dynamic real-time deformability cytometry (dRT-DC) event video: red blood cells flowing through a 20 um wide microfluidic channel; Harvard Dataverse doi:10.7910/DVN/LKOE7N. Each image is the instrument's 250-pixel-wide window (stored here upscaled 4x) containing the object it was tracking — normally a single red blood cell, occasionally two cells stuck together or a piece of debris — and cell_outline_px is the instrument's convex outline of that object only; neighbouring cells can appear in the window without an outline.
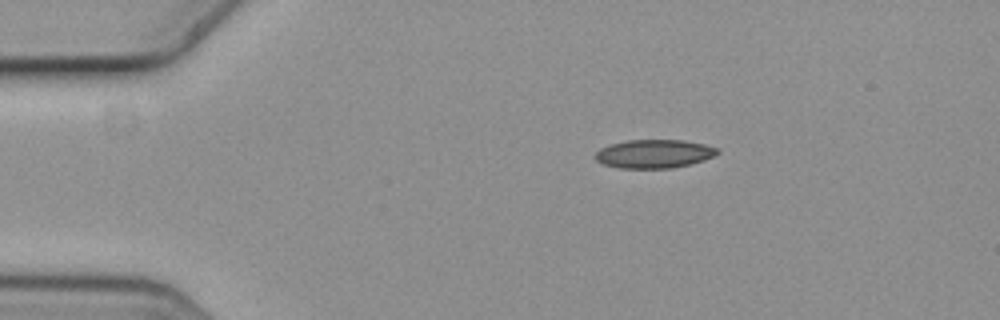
{"species": "common noctule bat (a hibernating species)", "species_latin": "Nyctalus noctula", "temperature_condition": "cold", "stored_images_in_passage": 5, "camera_frame_rate_fps": 3000, "um_per_image_px": 0.085, "animal": {"sex": "female", "body_mass_g": 19.3, "forearm_length_mm": 54.1}, "frame": {"image": 1, "passage_image": 1, "time_ms": 0.0, "image_size_px": [1000, 320], "cell_outline_px": [[720, 152], [704, 160], [672, 168], [620, 168], [604, 164], [596, 160], [592, 156], [600, 148], [608, 144], [628, 140], [684, 140], [704, 144], [720, 148]], "centroid_in_image_um": [55.57, 13.06], "position_along_channel_um": 29.4, "area_um2": 20.4}}
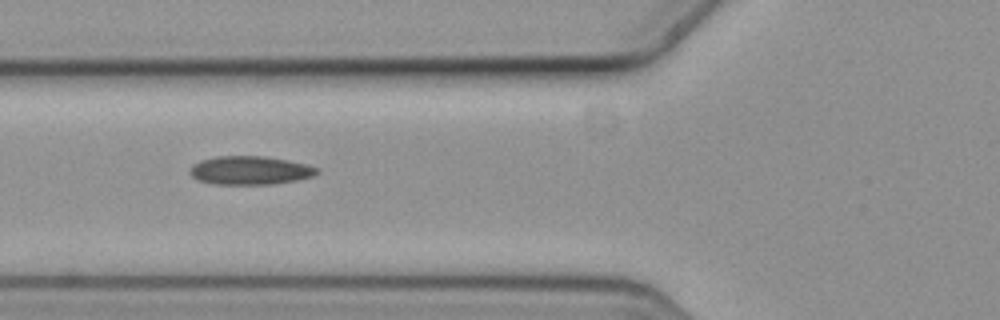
{"frame": {"image": 2, "passage_image": 4, "time_ms": 1.0, "image_size_px": [1000, 320], "cell_outline_px": [[320, 172], [312, 176], [296, 180], [272, 184], [212, 184], [196, 180], [188, 172], [192, 164], [200, 160], [216, 156], [264, 156], [288, 160], [308, 164], [320, 168]], "centroid_in_image_um": [21.24, 14.48], "position_along_channel_um": 104.6, "area_um2": 21.39}}
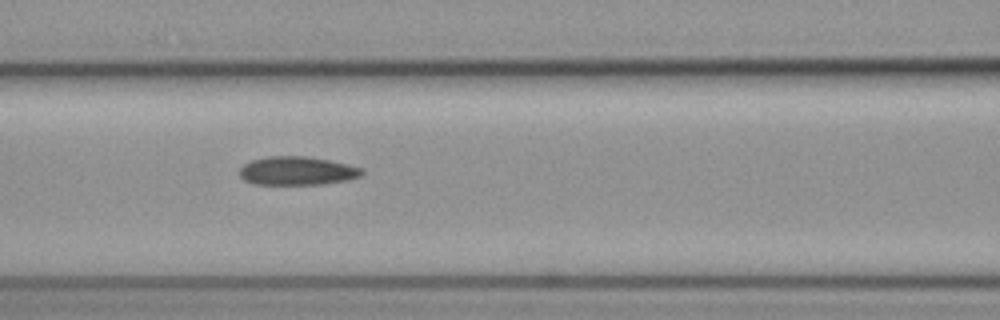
{"frame": {"image": 3, "passage_image": 5, "time_ms": 1.333, "image_size_px": [1000, 320], "cell_outline_px": [[364, 172], [360, 176], [348, 180], [320, 184], [256, 184], [244, 180], [240, 176], [240, 168], [244, 164], [252, 160], [268, 156], [308, 156], [348, 164], [364, 168]], "centroid_in_image_um": [25.28, 14.51], "position_along_channel_um": 141.3, "area_um2": 20.35}}